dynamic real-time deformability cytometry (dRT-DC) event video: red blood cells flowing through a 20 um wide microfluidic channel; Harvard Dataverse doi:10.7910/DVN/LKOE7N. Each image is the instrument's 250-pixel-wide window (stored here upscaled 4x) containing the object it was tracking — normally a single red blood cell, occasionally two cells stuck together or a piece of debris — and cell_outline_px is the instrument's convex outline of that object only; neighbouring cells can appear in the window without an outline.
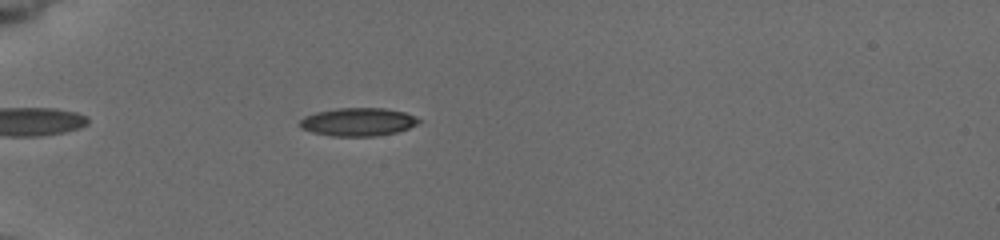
{"species": "common noctule bat (a hibernating species)", "species_latin": "Nyctalus noctula", "temperature_condition": "cold", "stored_images_in_passage": 79, "camera_frame_rate_fps": 3000, "um_per_image_px": 0.085, "animal": {"sex": "female", "body_mass_g": 19.5, "forearm_length_mm": 54.1}, "frame": {"image": 1, "passage_image": 15, "time_ms": 3.667, "image_size_px": [1000, 240], "cell_outline_px": [[420, 124], [396, 132], [376, 136], [332, 136], [312, 132], [300, 128], [300, 120], [304, 116], [316, 112], [336, 108], [384, 108], [404, 112], [416, 116], [420, 120]], "centroid_in_image_um": [30.44, 10.36], "position_along_channel_um": 54.6, "area_um2": 19.59}}
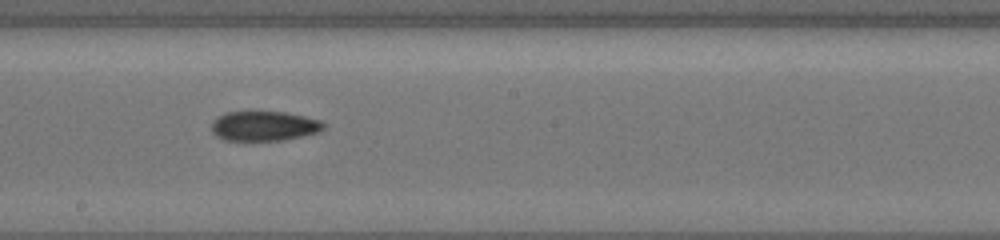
{"frame": {"image": 2, "passage_image": 52, "time_ms": 8.667, "image_size_px": [1000, 240], "cell_outline_px": [[328, 124], [324, 128], [316, 132], [300, 136], [280, 140], [224, 140], [216, 136], [212, 132], [212, 120], [216, 116], [224, 112], [248, 108], [252, 108], [284, 112], [324, 120]], "centroid_in_image_um": [22.39, 10.64], "position_along_channel_um": 225.8, "area_um2": 20.4}}
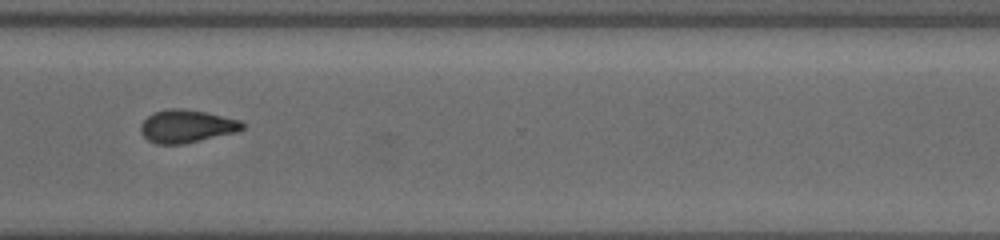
{"frame": {"image": 3, "passage_image": 78, "time_ms": 12.0, "image_size_px": [1000, 240], "cell_outline_px": [[244, 128], [236, 132], [180, 144], [156, 144], [148, 140], [140, 132], [140, 124], [148, 116], [156, 112], [168, 108], [184, 108], [204, 112], [240, 120], [244, 124]], "centroid_in_image_um": [15.83, 10.72], "position_along_channel_um": 354.8, "area_um2": 19.25}}